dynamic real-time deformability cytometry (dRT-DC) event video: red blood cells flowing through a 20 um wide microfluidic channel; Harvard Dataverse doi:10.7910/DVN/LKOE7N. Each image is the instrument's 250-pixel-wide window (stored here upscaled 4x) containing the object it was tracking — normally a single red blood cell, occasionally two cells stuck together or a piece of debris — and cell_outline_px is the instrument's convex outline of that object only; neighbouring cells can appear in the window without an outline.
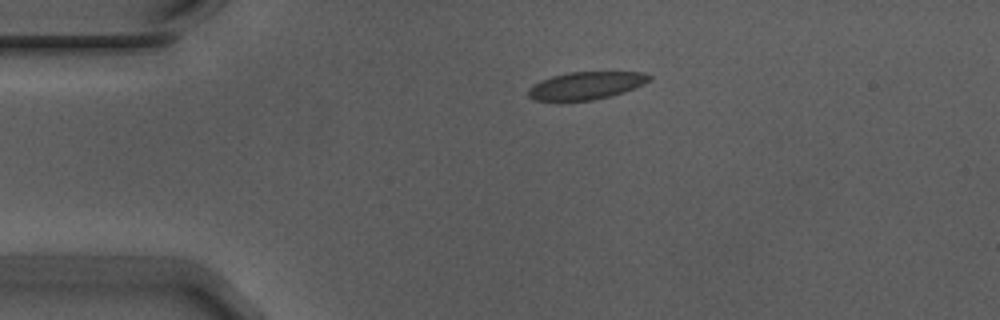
{"species": "Egyptian fruit bat (a non-hibernating species)", "species_latin": "Rousettus aegyptiacus", "temperature_condition": "warm", "stored_images_in_passage": 44, "camera_frame_rate_fps": 3000, "um_per_image_px": 0.085, "animal": {"sex": "male"}, "frame": {"image": 1, "passage_image": 1, "time_ms": 0.0, "image_size_px": [1000, 320], "cell_outline_px": [[652, 80], [644, 84], [624, 92], [612, 96], [592, 100], [560, 104], [536, 100], [528, 96], [528, 88], [540, 80], [552, 76], [568, 72], [644, 72], [652, 76]], "centroid_in_image_um": [49.77, 7.31], "position_along_channel_um": 35.2, "area_um2": 20.29}}
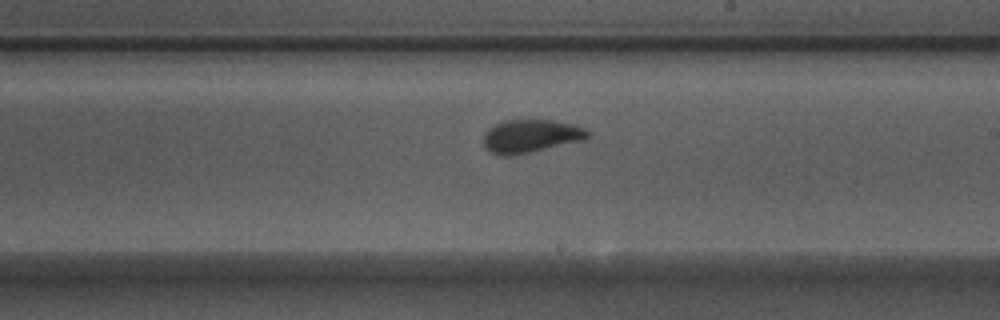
{"frame": {"image": 2, "passage_image": 21, "time_ms": 6.667, "image_size_px": [1000, 320], "cell_outline_px": [[592, 132], [584, 140], [528, 152], [508, 156], [500, 156], [484, 148], [484, 132], [488, 128], [504, 120], [552, 120], [572, 124], [584, 128]], "centroid_in_image_um": [45.1, 11.56], "position_along_channel_um": 243.9, "area_um2": 20.0}}
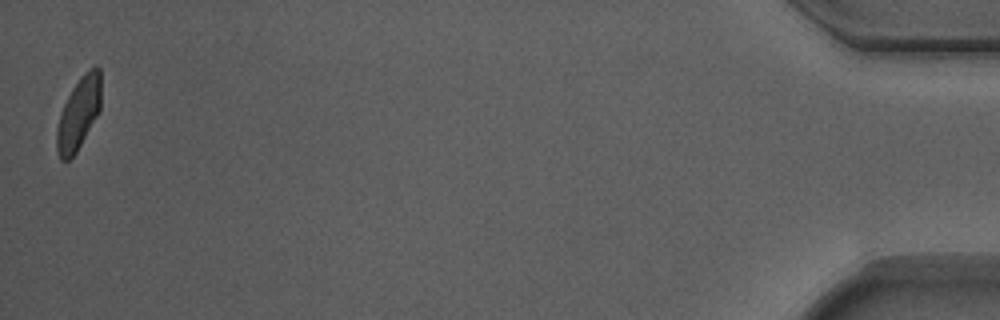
{"frame": {"image": 3, "passage_image": 44, "time_ms": 14.333, "image_size_px": [1000, 320], "cell_outline_px": [[100, 108], [96, 116], [76, 152], [68, 160], [60, 160], [56, 152], [56, 128], [60, 112], [72, 88], [84, 72], [96, 64], [100, 68]], "centroid_in_image_um": [6.66, 9.63], "position_along_channel_um": 428.5, "area_um2": 18.5}, "authors_computed_cell_mechanics": {"area_um2": 19.8832, "velocity_mm_per_s": 3.7081, "shape_relaxation_time_tau1_ms": 5.0817, "shape_relaxation_time_tau2_ms": null, "deformation_change_tau1": 0.1423, "deformation_change_tau2": null}}